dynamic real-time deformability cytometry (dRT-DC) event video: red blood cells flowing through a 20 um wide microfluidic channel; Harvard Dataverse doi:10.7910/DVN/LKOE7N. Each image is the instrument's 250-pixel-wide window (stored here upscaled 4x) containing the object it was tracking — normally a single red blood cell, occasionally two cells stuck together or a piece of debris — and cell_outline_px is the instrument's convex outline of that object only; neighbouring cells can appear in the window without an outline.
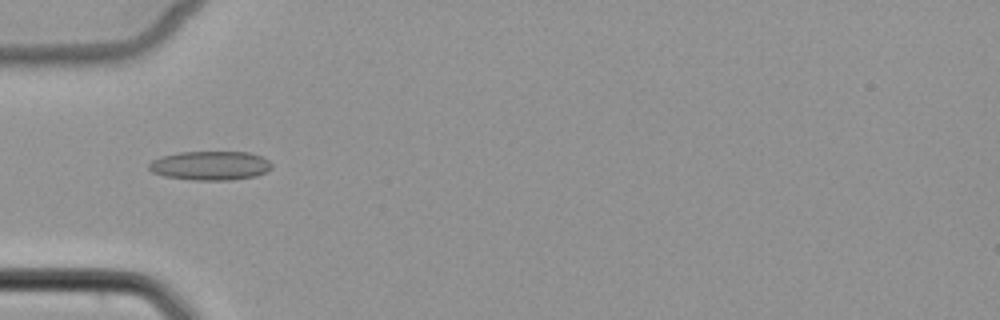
{"species": "common noctule bat (a hibernating species)", "species_latin": "Nyctalus noctula", "temperature_condition": "cold", "stored_images_in_passage": 7, "camera_frame_rate_fps": 3000, "um_per_image_px": 0.085, "animal": {"sex": "female", "body_mass_g": 22.7, "forearm_length_mm": 54.2}, "frame": {"image": 1, "passage_image": 5, "time_ms": 5.667, "image_size_px": [1000, 320], "cell_outline_px": [[272, 168], [268, 172], [256, 176], [232, 180], [196, 180], [164, 176], [152, 172], [148, 168], [148, 164], [152, 160], [160, 156], [180, 152], [248, 152], [260, 156], [268, 160], [272, 164]], "centroid_in_image_um": [17.88, 14.08], "position_along_channel_um": 67.1, "area_um2": 20.92}}
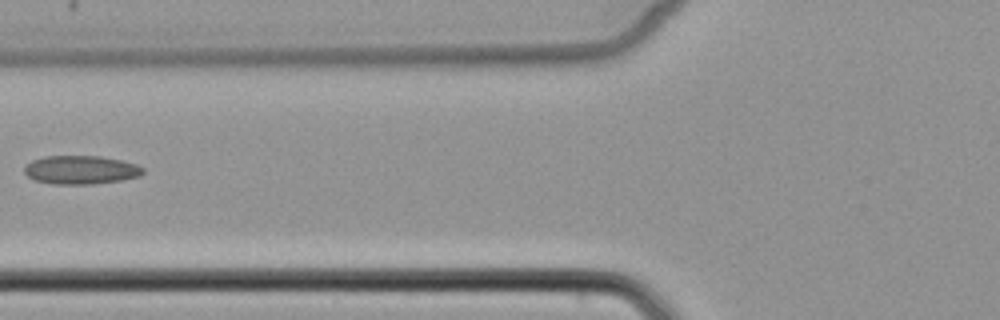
{"frame": {"image": 2, "passage_image": 6, "time_ms": 7.0, "image_size_px": [1000, 320], "cell_outline_px": [[144, 172], [140, 176], [120, 180], [92, 184], [52, 184], [32, 180], [24, 172], [24, 164], [32, 160], [44, 156], [100, 156], [120, 160], [136, 164], [144, 168]], "centroid_in_image_um": [6.83, 14.44], "position_along_channel_um": 119.0, "area_um2": 19.88}}
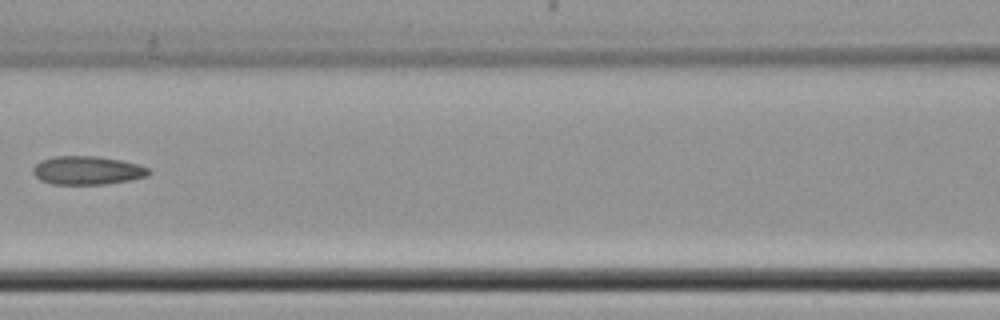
{"frame": {"image": 3, "passage_image": 7, "time_ms": 8.0, "image_size_px": [1000, 320], "cell_outline_px": [[152, 172], [148, 176], [128, 180], [104, 184], [52, 184], [40, 180], [32, 172], [32, 168], [40, 160], [56, 156], [96, 156], [120, 160], [140, 164], [148, 168]], "centroid_in_image_um": [7.42, 14.48], "position_along_channel_um": 159.2, "area_um2": 19.25}}